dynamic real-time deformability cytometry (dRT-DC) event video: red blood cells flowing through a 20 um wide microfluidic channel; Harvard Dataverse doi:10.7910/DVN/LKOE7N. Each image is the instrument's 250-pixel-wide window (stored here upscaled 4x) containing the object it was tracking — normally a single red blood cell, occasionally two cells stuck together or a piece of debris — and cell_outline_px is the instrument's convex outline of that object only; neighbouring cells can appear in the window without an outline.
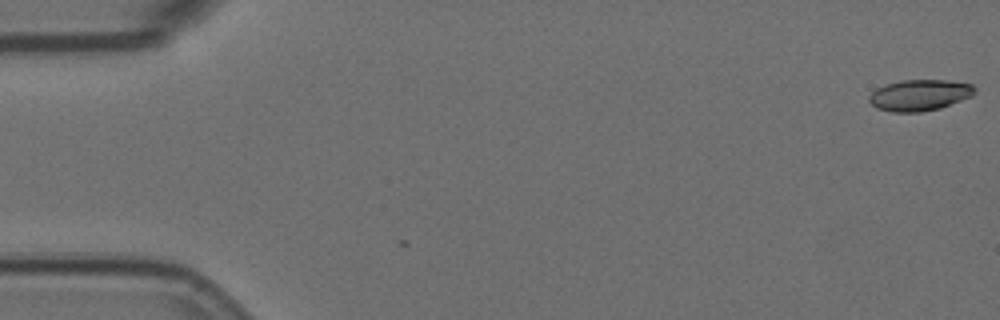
{"species": "Egyptian fruit bat (a non-hibernating species)", "species_latin": "Rousettus aegyptiacus", "temperature_condition": "room temperature", "stored_images_in_passage": 5, "camera_frame_rate_fps": 3000, "um_per_image_px": 0.085, "animal": {"sex": "female"}, "frame": {"image": 1, "passage_image": 1, "time_ms": 0.0, "image_size_px": [1000, 320], "cell_outline_px": [[976, 92], [972, 96], [940, 108], [920, 112], [892, 112], [876, 108], [868, 100], [868, 96], [876, 88], [884, 84], [900, 80], [948, 80], [972, 84], [976, 88]], "centroid_in_image_um": [78.15, 8.08], "position_along_channel_um": 6.8, "area_um2": 19.36}}
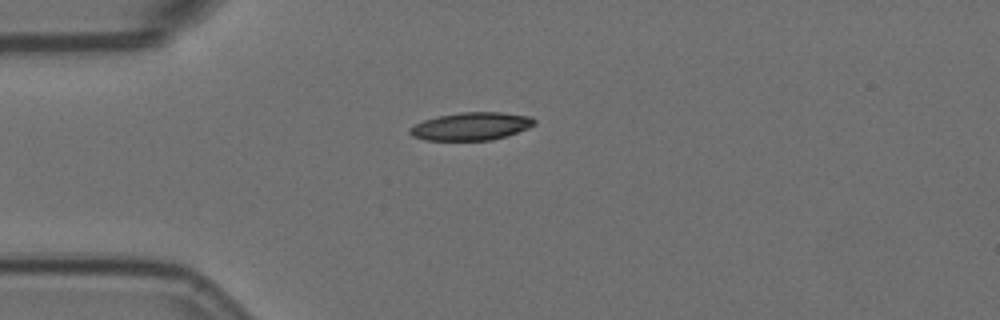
{"frame": {"image": 2, "passage_image": 5, "time_ms": 1.333, "image_size_px": [1000, 320], "cell_outline_px": [[536, 124], [528, 128], [508, 136], [492, 140], [424, 140], [412, 136], [408, 132], [408, 128], [424, 120], [440, 116], [460, 112], [500, 112], [532, 116], [536, 120]], "centroid_in_image_um": [40.08, 10.73], "position_along_channel_um": 44.9, "area_um2": 20.35}}